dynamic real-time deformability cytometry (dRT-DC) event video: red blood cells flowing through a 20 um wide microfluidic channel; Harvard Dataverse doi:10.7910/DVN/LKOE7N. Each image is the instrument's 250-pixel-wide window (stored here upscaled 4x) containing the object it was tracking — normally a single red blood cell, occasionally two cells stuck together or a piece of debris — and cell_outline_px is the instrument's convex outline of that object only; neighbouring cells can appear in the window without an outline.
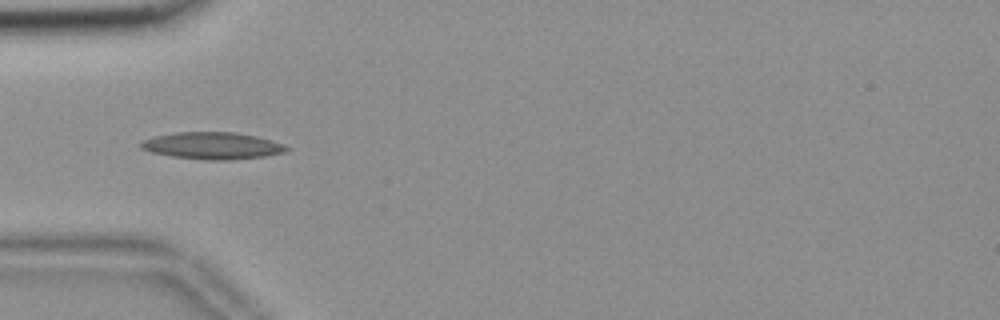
{"species": "common noctule bat (a hibernating species)", "species_latin": "Nyctalus noctula", "temperature_condition": "room temperature", "stored_images_in_passage": 39, "camera_frame_rate_fps": 3000, "um_per_image_px": 0.085, "animal": {"sex": "female", "body_mass_g": 18.4}, "frame": {"image": 1, "passage_image": 1, "time_ms": 0.0, "image_size_px": [1000, 320], "cell_outline_px": [[292, 148], [284, 152], [264, 156], [228, 160], [204, 160], [172, 156], [152, 152], [140, 148], [140, 144], [144, 140], [152, 136], [176, 132], [236, 132], [256, 136], [284, 144]], "centroid_in_image_um": [18.05, 12.38], "position_along_channel_um": 66.9, "area_um2": 22.89}}
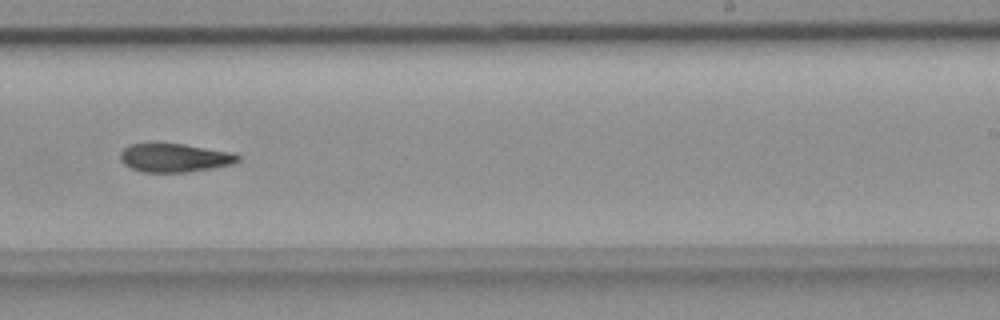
{"frame": {"image": 2, "passage_image": 18, "time_ms": 5.667, "image_size_px": [1000, 320], "cell_outline_px": [[240, 160], [232, 164], [212, 168], [188, 172], [144, 172], [132, 168], [124, 164], [120, 160], [120, 152], [128, 144], [152, 140], [184, 144], [232, 152], [240, 156]], "centroid_in_image_um": [14.77, 13.36], "position_along_channel_um": 274.2, "area_um2": 20.29}}
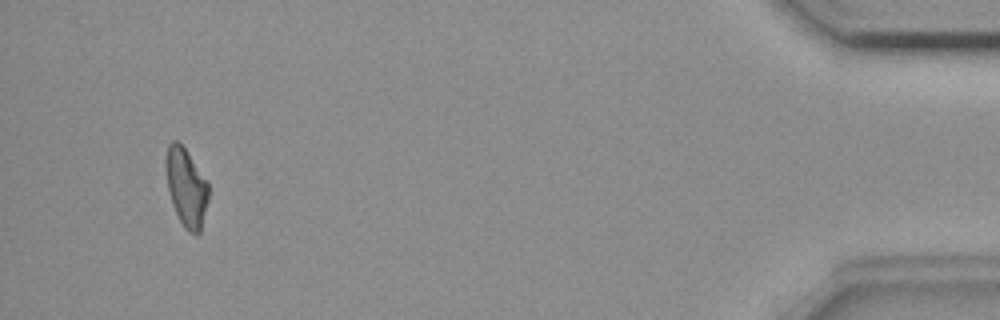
{"frame": {"image": 3, "passage_image": 36, "time_ms": 11.667, "image_size_px": [1000, 320], "cell_outline_px": [[208, 200], [200, 232], [196, 236], [188, 232], [184, 228], [172, 204], [168, 188], [164, 168], [164, 160], [168, 144], [172, 140], [176, 140], [184, 148], [208, 180]], "centroid_in_image_um": [15.82, 15.92], "position_along_channel_um": 419.4, "area_um2": 19.65}}